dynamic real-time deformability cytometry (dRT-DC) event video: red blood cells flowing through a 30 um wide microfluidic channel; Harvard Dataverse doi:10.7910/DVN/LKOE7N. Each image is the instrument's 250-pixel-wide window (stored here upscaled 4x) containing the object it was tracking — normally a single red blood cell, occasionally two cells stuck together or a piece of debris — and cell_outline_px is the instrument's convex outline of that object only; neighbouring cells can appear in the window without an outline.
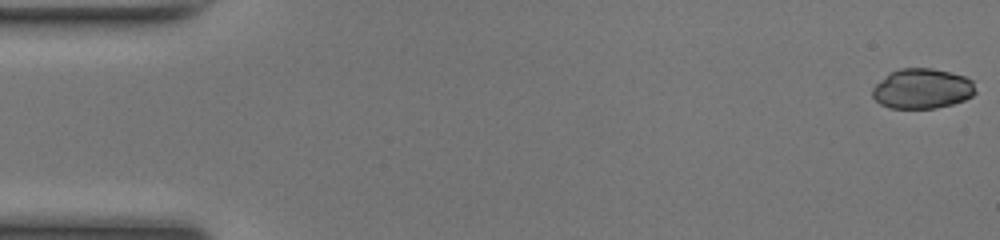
{"species": "common noctule bat (a hibernating species)", "species_latin": "Nyctalus noctula", "temperature_condition": "room temperature", "stored_images_in_passage": 50, "camera_frame_rate_fps": 3000, "um_per_image_px": 0.085, "animal": {"sex": "female", "body_mass_g": 17.0, "forearm_length_mm": 48.0}, "frame": {"image": 1, "passage_image": 1, "time_ms": 0.0, "image_size_px": [1000, 240], "cell_outline_px": [[976, 92], [972, 96], [964, 100], [952, 104], [936, 108], [888, 108], [880, 104], [872, 96], [872, 88], [876, 84], [892, 72], [900, 68], [932, 68], [964, 76], [972, 80]], "centroid_in_image_um": [78.39, 7.55], "position_along_channel_um": 6.6, "area_um2": 23.93}}
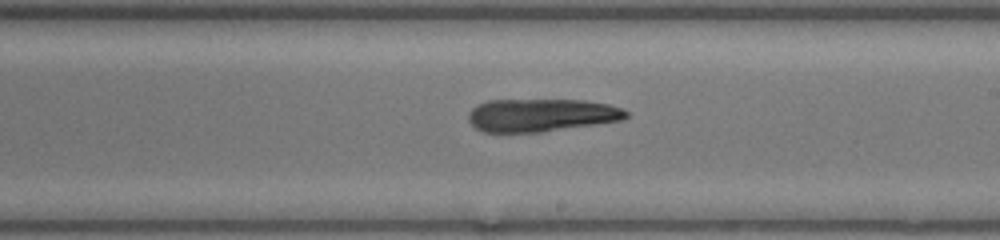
{"frame": {"image": 2, "passage_image": 29, "time_ms": 9.333, "image_size_px": [1000, 240], "cell_outline_px": [[628, 116], [624, 120], [540, 132], [484, 132], [476, 128], [468, 120], [468, 112], [476, 104], [488, 100], [584, 100], [608, 104], [620, 108], [628, 112]], "centroid_in_image_um": [45.98, 9.78], "position_along_channel_um": 243.0, "area_um2": 30.29}}
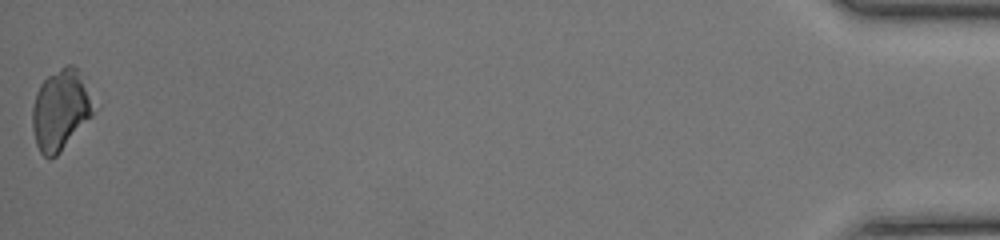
{"frame": {"image": 3, "passage_image": 50, "time_ms": 16.333, "image_size_px": [1000, 240], "cell_outline_px": [[92, 116], [60, 152], [52, 160], [48, 160], [40, 152], [36, 144], [32, 128], [32, 108], [36, 92], [40, 84], [48, 76], [60, 68], [68, 64], [72, 64], [80, 72], [92, 112]], "centroid_in_image_um": [5.06, 9.39], "position_along_channel_um": 430.1, "area_um2": 27.98}}